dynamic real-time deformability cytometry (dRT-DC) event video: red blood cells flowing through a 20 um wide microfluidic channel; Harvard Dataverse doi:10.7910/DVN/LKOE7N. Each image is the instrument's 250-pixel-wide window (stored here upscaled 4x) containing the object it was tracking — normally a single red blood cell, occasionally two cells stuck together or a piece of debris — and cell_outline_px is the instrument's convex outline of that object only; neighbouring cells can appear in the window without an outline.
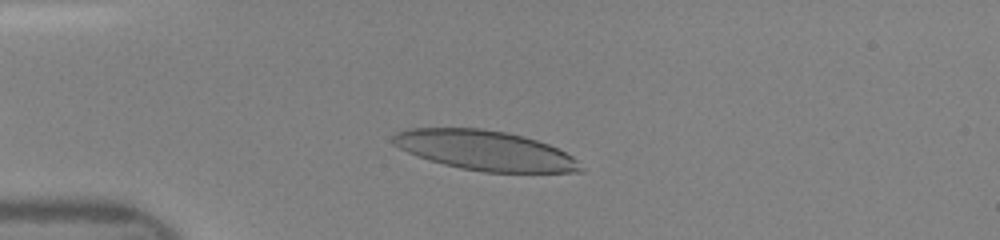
{"species": "human", "species_latin": "Homo sapiens", "temperature_condition": "room temperature", "stored_images_in_passage": 33, "camera_frame_rate_fps": 3000, "um_per_image_px": 0.085, "donor": {"sex": "female"}, "frame": {"image": 1, "passage_image": 6, "time_ms": 1.667, "image_size_px": [1000, 240], "cell_outline_px": [[584, 172], [484, 172], [460, 168], [428, 160], [416, 156], [392, 144], [392, 136], [396, 132], [408, 128], [480, 128], [508, 132], [536, 140], [548, 144], [572, 156], [584, 168]], "centroid_in_image_um": [41.2, 12.79], "position_along_channel_um": 43.8, "area_um2": 43.47}}
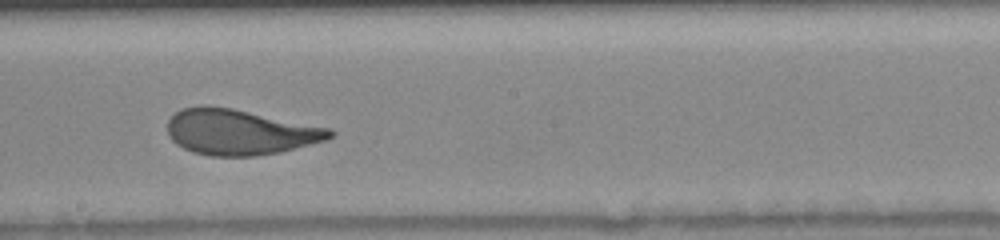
{"frame": {"image": 2, "passage_image": 21, "time_ms": 6.667, "image_size_px": [1000, 240], "cell_outline_px": [[336, 136], [328, 140], [280, 152], [252, 156], [208, 156], [192, 152], [176, 144], [168, 136], [168, 120], [176, 112], [184, 108], [200, 104], [208, 104], [232, 108], [332, 128], [336, 132]], "centroid_in_image_um": [20.41, 11.22], "position_along_channel_um": 227.8, "area_um2": 43.64}}
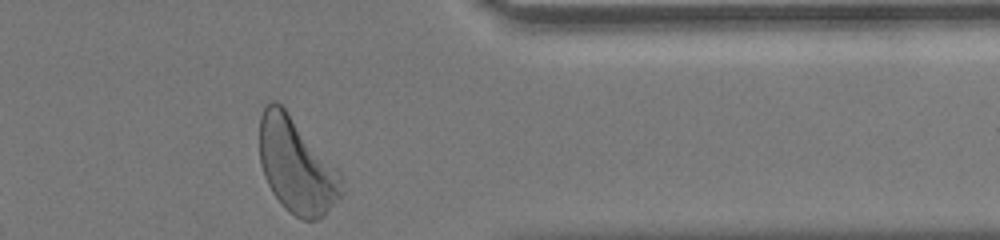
{"frame": {"image": 3, "passage_image": 33, "time_ms": 10.667, "image_size_px": [1000, 240], "cell_outline_px": [[344, 192], [324, 216], [316, 220], [304, 220], [288, 212], [280, 204], [272, 192], [264, 176], [260, 164], [260, 116], [264, 108], [272, 100], [276, 100], [284, 108], [340, 172]], "centroid_in_image_um": [25.19, 14.13], "position_along_channel_um": 386.2, "area_um2": 45.08}}